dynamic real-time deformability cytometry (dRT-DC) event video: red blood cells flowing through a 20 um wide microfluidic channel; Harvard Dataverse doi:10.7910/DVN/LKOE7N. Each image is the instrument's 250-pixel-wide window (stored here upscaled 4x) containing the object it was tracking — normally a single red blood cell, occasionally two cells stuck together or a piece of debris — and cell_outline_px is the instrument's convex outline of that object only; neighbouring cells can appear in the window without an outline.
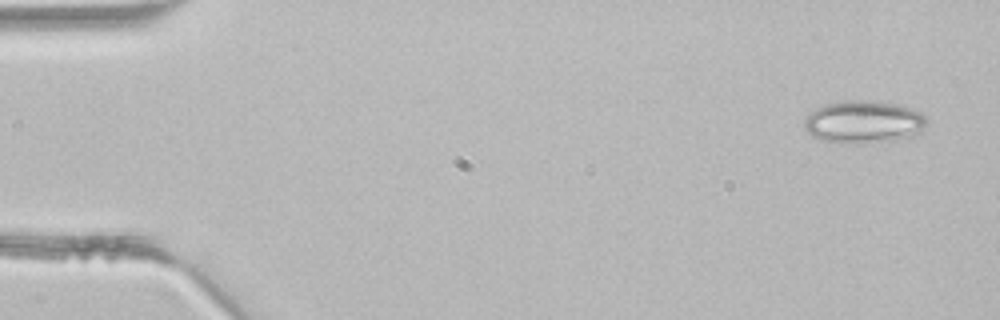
{"species": "common noctule bat (a hibernating species)", "species_latin": "Nyctalus noctula", "temperature_condition": "room temperature", "stored_images_in_passage": 3, "camera_frame_rate_fps": 3000, "um_per_image_px": 0.085, "animal": {"sex": "male", "body_mass_g": 21.5, "forearm_length_mm": 52.0}, "frame": {"image": 1, "passage_image": 1, "time_ms": 0.0, "image_size_px": [1000, 320], "cell_outline_px": [[928, 124], [920, 132], [908, 136], [892, 140], [856, 144], [820, 140], [812, 136], [804, 128], [804, 120], [816, 108], [828, 104], [856, 100], [872, 100], [896, 104], [912, 108], [920, 112], [928, 120]], "centroid_in_image_um": [73.43, 10.37], "position_along_channel_um": 11.6, "area_um2": 30.17}}